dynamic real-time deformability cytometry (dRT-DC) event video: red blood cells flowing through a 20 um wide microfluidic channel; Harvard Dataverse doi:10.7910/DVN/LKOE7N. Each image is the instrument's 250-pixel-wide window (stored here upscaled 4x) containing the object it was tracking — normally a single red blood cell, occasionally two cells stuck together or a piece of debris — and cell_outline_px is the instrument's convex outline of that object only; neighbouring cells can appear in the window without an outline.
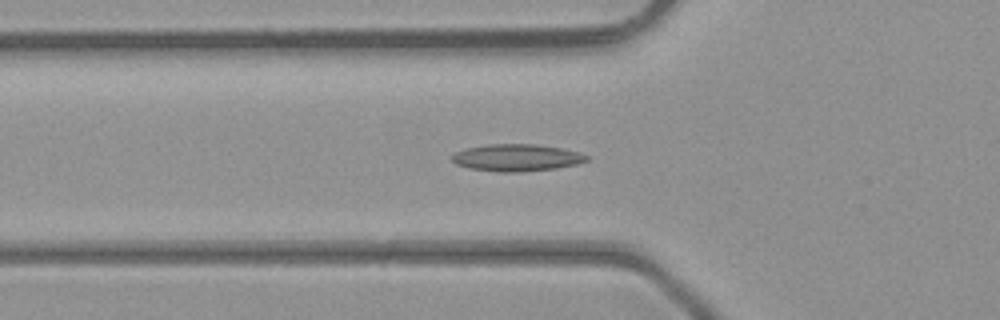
{"species": "common noctule bat (a hibernating species)", "species_latin": "Nyctalus noctula", "temperature_condition": "room temperature", "stored_images_in_passage": 43, "camera_frame_rate_fps": 3000, "um_per_image_px": 0.085, "animal": {"sex": "male", "body_mass_g": 23.1, "forearm_length_mm": 52.7}, "frame": {"image": 1, "passage_image": 13, "time_ms": 4.0, "image_size_px": [1000, 320], "cell_outline_px": [[592, 156], [588, 160], [576, 164], [556, 168], [516, 172], [500, 172], [468, 168], [456, 164], [452, 160], [452, 156], [456, 152], [468, 148], [492, 144], [536, 144], [560, 148], [580, 152]], "centroid_in_image_um": [43.96, 13.4], "position_along_channel_um": 81.8, "area_um2": 21.1}}
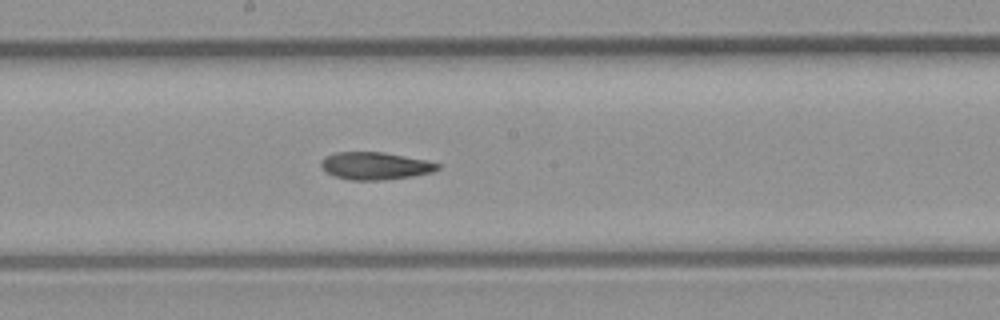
{"frame": {"image": 2, "passage_image": 22, "time_ms": 7.0, "image_size_px": [1000, 320], "cell_outline_px": [[440, 168], [432, 172], [412, 176], [384, 180], [348, 180], [332, 176], [320, 164], [320, 160], [324, 156], [336, 152], [384, 152], [428, 160], [440, 164]], "centroid_in_image_um": [31.89, 14.09], "position_along_channel_um": 216.3, "area_um2": 18.84}}
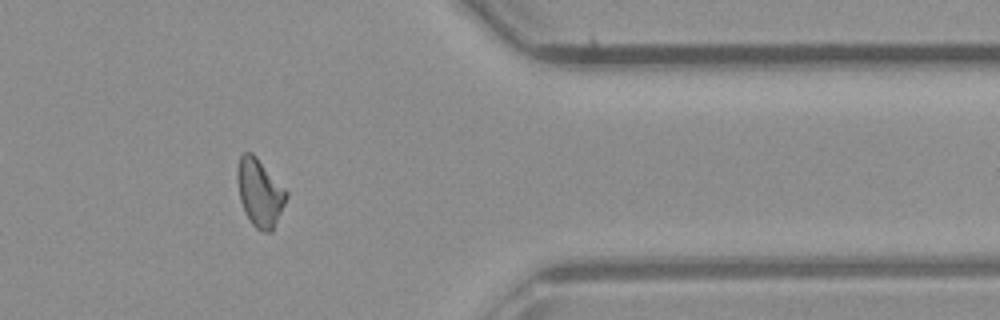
{"frame": {"image": 3, "passage_image": 35, "time_ms": 11.333, "image_size_px": [1000, 320], "cell_outline_px": [[288, 196], [272, 232], [264, 232], [256, 228], [252, 224], [244, 212], [240, 200], [236, 180], [236, 172], [240, 156], [244, 152], [252, 152], [256, 156], [288, 192]], "centroid_in_image_um": [22.06, 16.38], "position_along_channel_um": 389.3, "area_um2": 19.36}, "authors_computed_cell_mechanics": {"area_um2": 19.1896, "velocity_mm_per_s": 4.4377, "shape_relaxation_time_tau1_ms": null, "shape_relaxation_time_tau2_ms": 6.9702, "deformation_change_tau1": null, "deformation_change_tau2": 0.1645}}